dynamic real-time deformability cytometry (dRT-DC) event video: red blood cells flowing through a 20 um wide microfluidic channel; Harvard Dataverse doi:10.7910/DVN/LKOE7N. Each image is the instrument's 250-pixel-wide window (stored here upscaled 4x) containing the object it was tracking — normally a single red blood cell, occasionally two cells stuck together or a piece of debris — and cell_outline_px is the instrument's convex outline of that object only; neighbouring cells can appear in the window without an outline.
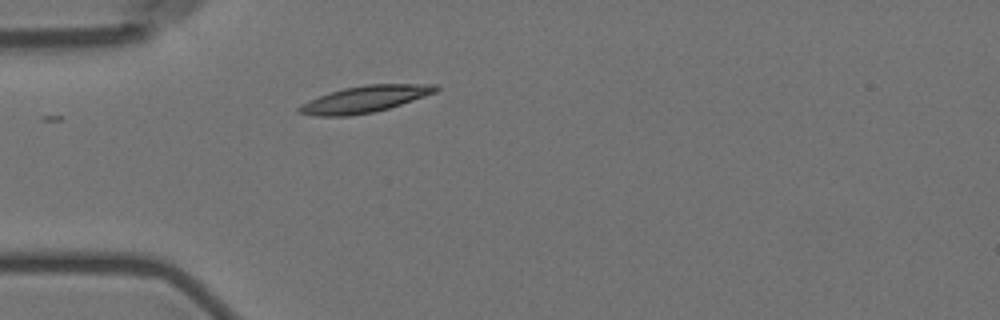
{"species": "Egyptian fruit bat (a non-hibernating species)", "species_latin": "Rousettus aegyptiacus", "temperature_condition": "room temperature", "stored_images_in_passage": 3, "camera_frame_rate_fps": 3000, "um_per_image_px": 0.085, "animal": {"sex": "female"}, "frame": {"image": 1, "passage_image": 3, "time_ms": 2.333, "image_size_px": [1000, 320], "cell_outline_px": [[440, 88], [436, 92], [388, 108], [372, 112], [348, 116], [316, 116], [296, 112], [296, 108], [300, 104], [308, 100], [344, 88], [368, 84], [436, 84]], "centroid_in_image_um": [30.97, 8.43], "position_along_channel_um": 54.0, "area_um2": 20.98}}